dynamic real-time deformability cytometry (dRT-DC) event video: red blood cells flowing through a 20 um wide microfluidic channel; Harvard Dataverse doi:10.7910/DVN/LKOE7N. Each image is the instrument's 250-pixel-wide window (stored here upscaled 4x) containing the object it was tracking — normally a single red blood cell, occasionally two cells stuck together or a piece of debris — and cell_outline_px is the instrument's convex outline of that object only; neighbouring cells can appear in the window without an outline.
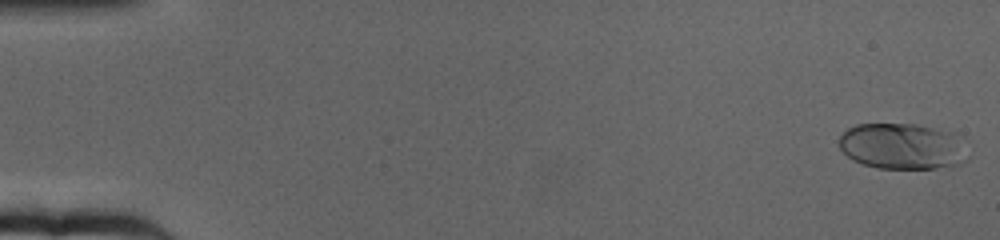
{"species": "human", "species_latin": "Homo sapiens", "temperature_condition": "cold", "stored_images_in_passage": 13, "camera_frame_rate_fps": 3000, "um_per_image_px": 0.085, "donor": {"sex": "female"}, "frame": {"image": 1, "passage_image": 1, "time_ms": 0.0, "image_size_px": [1000, 240], "cell_outline_px": [[956, 164], [936, 168], [876, 168], [852, 160], [840, 148], [840, 136], [848, 128], [856, 124], [916, 124], [952, 132]], "centroid_in_image_um": [76.39, 12.41], "position_along_channel_um": 8.6, "area_um2": 32.37}}